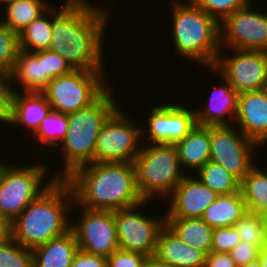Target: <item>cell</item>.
Here are the masks:
<instances>
[{
	"instance_id": "cell-34",
	"label": "cell",
	"mask_w": 267,
	"mask_h": 267,
	"mask_svg": "<svg viewBox=\"0 0 267 267\" xmlns=\"http://www.w3.org/2000/svg\"><path fill=\"white\" fill-rule=\"evenodd\" d=\"M201 10L221 23L228 15L252 4L250 0H192Z\"/></svg>"
},
{
	"instance_id": "cell-32",
	"label": "cell",
	"mask_w": 267,
	"mask_h": 267,
	"mask_svg": "<svg viewBox=\"0 0 267 267\" xmlns=\"http://www.w3.org/2000/svg\"><path fill=\"white\" fill-rule=\"evenodd\" d=\"M19 50L18 34L0 21V73H11Z\"/></svg>"
},
{
	"instance_id": "cell-18",
	"label": "cell",
	"mask_w": 267,
	"mask_h": 267,
	"mask_svg": "<svg viewBox=\"0 0 267 267\" xmlns=\"http://www.w3.org/2000/svg\"><path fill=\"white\" fill-rule=\"evenodd\" d=\"M220 77L224 83H220L221 85L218 86L219 88L217 87L216 90L211 92V97H209L210 99L207 106L194 110L197 125H230L235 121L239 94L232 88L229 82L221 75L219 78Z\"/></svg>"
},
{
	"instance_id": "cell-30",
	"label": "cell",
	"mask_w": 267,
	"mask_h": 267,
	"mask_svg": "<svg viewBox=\"0 0 267 267\" xmlns=\"http://www.w3.org/2000/svg\"><path fill=\"white\" fill-rule=\"evenodd\" d=\"M67 131L68 114L51 110L32 136L35 140H40L42 145L57 149L66 138Z\"/></svg>"
},
{
	"instance_id": "cell-45",
	"label": "cell",
	"mask_w": 267,
	"mask_h": 267,
	"mask_svg": "<svg viewBox=\"0 0 267 267\" xmlns=\"http://www.w3.org/2000/svg\"><path fill=\"white\" fill-rule=\"evenodd\" d=\"M242 267H262L261 263H260V260L257 259L255 261H252L250 263H248L247 265H244Z\"/></svg>"
},
{
	"instance_id": "cell-37",
	"label": "cell",
	"mask_w": 267,
	"mask_h": 267,
	"mask_svg": "<svg viewBox=\"0 0 267 267\" xmlns=\"http://www.w3.org/2000/svg\"><path fill=\"white\" fill-rule=\"evenodd\" d=\"M147 256L118 249L107 257V267H144Z\"/></svg>"
},
{
	"instance_id": "cell-2",
	"label": "cell",
	"mask_w": 267,
	"mask_h": 267,
	"mask_svg": "<svg viewBox=\"0 0 267 267\" xmlns=\"http://www.w3.org/2000/svg\"><path fill=\"white\" fill-rule=\"evenodd\" d=\"M74 204L92 210L116 211L144 202L136 185L132 162L90 163L65 178Z\"/></svg>"
},
{
	"instance_id": "cell-1",
	"label": "cell",
	"mask_w": 267,
	"mask_h": 267,
	"mask_svg": "<svg viewBox=\"0 0 267 267\" xmlns=\"http://www.w3.org/2000/svg\"><path fill=\"white\" fill-rule=\"evenodd\" d=\"M87 0H65L52 7L49 49L62 56L73 70L105 71L103 40L109 14Z\"/></svg>"
},
{
	"instance_id": "cell-4",
	"label": "cell",
	"mask_w": 267,
	"mask_h": 267,
	"mask_svg": "<svg viewBox=\"0 0 267 267\" xmlns=\"http://www.w3.org/2000/svg\"><path fill=\"white\" fill-rule=\"evenodd\" d=\"M172 2L171 37L176 54L203 67H213L220 52V23L192 0Z\"/></svg>"
},
{
	"instance_id": "cell-21",
	"label": "cell",
	"mask_w": 267,
	"mask_h": 267,
	"mask_svg": "<svg viewBox=\"0 0 267 267\" xmlns=\"http://www.w3.org/2000/svg\"><path fill=\"white\" fill-rule=\"evenodd\" d=\"M51 110L52 108L43 93H19V90H16L10 124L26 128L25 131L32 136Z\"/></svg>"
},
{
	"instance_id": "cell-33",
	"label": "cell",
	"mask_w": 267,
	"mask_h": 267,
	"mask_svg": "<svg viewBox=\"0 0 267 267\" xmlns=\"http://www.w3.org/2000/svg\"><path fill=\"white\" fill-rule=\"evenodd\" d=\"M0 267H33L32 250L13 238L0 243Z\"/></svg>"
},
{
	"instance_id": "cell-47",
	"label": "cell",
	"mask_w": 267,
	"mask_h": 267,
	"mask_svg": "<svg viewBox=\"0 0 267 267\" xmlns=\"http://www.w3.org/2000/svg\"><path fill=\"white\" fill-rule=\"evenodd\" d=\"M265 92H266V94H267V82L265 83V86H264V89H263Z\"/></svg>"
},
{
	"instance_id": "cell-19",
	"label": "cell",
	"mask_w": 267,
	"mask_h": 267,
	"mask_svg": "<svg viewBox=\"0 0 267 267\" xmlns=\"http://www.w3.org/2000/svg\"><path fill=\"white\" fill-rule=\"evenodd\" d=\"M11 82L23 92H39L42 93L52 78L45 73L44 67V50L37 52H28L19 50L15 65L9 74Z\"/></svg>"
},
{
	"instance_id": "cell-46",
	"label": "cell",
	"mask_w": 267,
	"mask_h": 267,
	"mask_svg": "<svg viewBox=\"0 0 267 267\" xmlns=\"http://www.w3.org/2000/svg\"><path fill=\"white\" fill-rule=\"evenodd\" d=\"M12 1V0H0V5H4L5 3Z\"/></svg>"
},
{
	"instance_id": "cell-5",
	"label": "cell",
	"mask_w": 267,
	"mask_h": 267,
	"mask_svg": "<svg viewBox=\"0 0 267 267\" xmlns=\"http://www.w3.org/2000/svg\"><path fill=\"white\" fill-rule=\"evenodd\" d=\"M111 89L114 88L109 87L90 106L68 114L67 135L60 144L64 169L56 171V179H65L75 169L94 162V149L101 127L119 107Z\"/></svg>"
},
{
	"instance_id": "cell-35",
	"label": "cell",
	"mask_w": 267,
	"mask_h": 267,
	"mask_svg": "<svg viewBox=\"0 0 267 267\" xmlns=\"http://www.w3.org/2000/svg\"><path fill=\"white\" fill-rule=\"evenodd\" d=\"M10 76L0 73V123L10 124L13 115V101L16 88Z\"/></svg>"
},
{
	"instance_id": "cell-12",
	"label": "cell",
	"mask_w": 267,
	"mask_h": 267,
	"mask_svg": "<svg viewBox=\"0 0 267 267\" xmlns=\"http://www.w3.org/2000/svg\"><path fill=\"white\" fill-rule=\"evenodd\" d=\"M232 55L219 52L211 71L220 74L238 93L263 90L267 82V52L229 49Z\"/></svg>"
},
{
	"instance_id": "cell-10",
	"label": "cell",
	"mask_w": 267,
	"mask_h": 267,
	"mask_svg": "<svg viewBox=\"0 0 267 267\" xmlns=\"http://www.w3.org/2000/svg\"><path fill=\"white\" fill-rule=\"evenodd\" d=\"M148 202L114 211L119 249L146 256L155 254L159 233L166 225V212L162 218L145 215L140 210Z\"/></svg>"
},
{
	"instance_id": "cell-3",
	"label": "cell",
	"mask_w": 267,
	"mask_h": 267,
	"mask_svg": "<svg viewBox=\"0 0 267 267\" xmlns=\"http://www.w3.org/2000/svg\"><path fill=\"white\" fill-rule=\"evenodd\" d=\"M73 205L74 196L68 182L55 179L12 221V238L32 250L64 235L71 230L73 215L68 214Z\"/></svg>"
},
{
	"instance_id": "cell-13",
	"label": "cell",
	"mask_w": 267,
	"mask_h": 267,
	"mask_svg": "<svg viewBox=\"0 0 267 267\" xmlns=\"http://www.w3.org/2000/svg\"><path fill=\"white\" fill-rule=\"evenodd\" d=\"M223 48L267 52V13L255 11L250 4L228 15L220 23Z\"/></svg>"
},
{
	"instance_id": "cell-17",
	"label": "cell",
	"mask_w": 267,
	"mask_h": 267,
	"mask_svg": "<svg viewBox=\"0 0 267 267\" xmlns=\"http://www.w3.org/2000/svg\"><path fill=\"white\" fill-rule=\"evenodd\" d=\"M233 125L259 146L267 142V94L264 90L243 92Z\"/></svg>"
},
{
	"instance_id": "cell-20",
	"label": "cell",
	"mask_w": 267,
	"mask_h": 267,
	"mask_svg": "<svg viewBox=\"0 0 267 267\" xmlns=\"http://www.w3.org/2000/svg\"><path fill=\"white\" fill-rule=\"evenodd\" d=\"M155 255L174 267H204L206 254L183 242L166 225L161 229Z\"/></svg>"
},
{
	"instance_id": "cell-38",
	"label": "cell",
	"mask_w": 267,
	"mask_h": 267,
	"mask_svg": "<svg viewBox=\"0 0 267 267\" xmlns=\"http://www.w3.org/2000/svg\"><path fill=\"white\" fill-rule=\"evenodd\" d=\"M44 67L45 73H48L52 79L73 70L62 56L50 49L44 50Z\"/></svg>"
},
{
	"instance_id": "cell-14",
	"label": "cell",
	"mask_w": 267,
	"mask_h": 267,
	"mask_svg": "<svg viewBox=\"0 0 267 267\" xmlns=\"http://www.w3.org/2000/svg\"><path fill=\"white\" fill-rule=\"evenodd\" d=\"M81 216L71 220L80 250L109 257L119 249L114 211L81 208Z\"/></svg>"
},
{
	"instance_id": "cell-23",
	"label": "cell",
	"mask_w": 267,
	"mask_h": 267,
	"mask_svg": "<svg viewBox=\"0 0 267 267\" xmlns=\"http://www.w3.org/2000/svg\"><path fill=\"white\" fill-rule=\"evenodd\" d=\"M78 250L75 234L69 230L64 235L32 249L33 267H71Z\"/></svg>"
},
{
	"instance_id": "cell-11",
	"label": "cell",
	"mask_w": 267,
	"mask_h": 267,
	"mask_svg": "<svg viewBox=\"0 0 267 267\" xmlns=\"http://www.w3.org/2000/svg\"><path fill=\"white\" fill-rule=\"evenodd\" d=\"M234 127L210 126V161L221 165L241 182L255 166L252 158L255 157L254 154L257 155L254 150L258 148V144Z\"/></svg>"
},
{
	"instance_id": "cell-22",
	"label": "cell",
	"mask_w": 267,
	"mask_h": 267,
	"mask_svg": "<svg viewBox=\"0 0 267 267\" xmlns=\"http://www.w3.org/2000/svg\"><path fill=\"white\" fill-rule=\"evenodd\" d=\"M181 168L195 173L210 161V126L197 125L176 144Z\"/></svg>"
},
{
	"instance_id": "cell-44",
	"label": "cell",
	"mask_w": 267,
	"mask_h": 267,
	"mask_svg": "<svg viewBox=\"0 0 267 267\" xmlns=\"http://www.w3.org/2000/svg\"><path fill=\"white\" fill-rule=\"evenodd\" d=\"M258 259L260 260L262 267H267V247L261 250Z\"/></svg>"
},
{
	"instance_id": "cell-16",
	"label": "cell",
	"mask_w": 267,
	"mask_h": 267,
	"mask_svg": "<svg viewBox=\"0 0 267 267\" xmlns=\"http://www.w3.org/2000/svg\"><path fill=\"white\" fill-rule=\"evenodd\" d=\"M213 192L196 176L186 175L173 190L165 217L201 218L205 209L216 200ZM171 200V202H170Z\"/></svg>"
},
{
	"instance_id": "cell-25",
	"label": "cell",
	"mask_w": 267,
	"mask_h": 267,
	"mask_svg": "<svg viewBox=\"0 0 267 267\" xmlns=\"http://www.w3.org/2000/svg\"><path fill=\"white\" fill-rule=\"evenodd\" d=\"M166 226L186 244L203 251L211 252L213 228L201 218L165 217Z\"/></svg>"
},
{
	"instance_id": "cell-39",
	"label": "cell",
	"mask_w": 267,
	"mask_h": 267,
	"mask_svg": "<svg viewBox=\"0 0 267 267\" xmlns=\"http://www.w3.org/2000/svg\"><path fill=\"white\" fill-rule=\"evenodd\" d=\"M262 248L249 242L241 241L230 252L237 267H242L259 258Z\"/></svg>"
},
{
	"instance_id": "cell-36",
	"label": "cell",
	"mask_w": 267,
	"mask_h": 267,
	"mask_svg": "<svg viewBox=\"0 0 267 267\" xmlns=\"http://www.w3.org/2000/svg\"><path fill=\"white\" fill-rule=\"evenodd\" d=\"M240 242L234 226L213 229L211 252L229 253Z\"/></svg>"
},
{
	"instance_id": "cell-41",
	"label": "cell",
	"mask_w": 267,
	"mask_h": 267,
	"mask_svg": "<svg viewBox=\"0 0 267 267\" xmlns=\"http://www.w3.org/2000/svg\"><path fill=\"white\" fill-rule=\"evenodd\" d=\"M204 267H237L231 255L225 252H210L206 255Z\"/></svg>"
},
{
	"instance_id": "cell-27",
	"label": "cell",
	"mask_w": 267,
	"mask_h": 267,
	"mask_svg": "<svg viewBox=\"0 0 267 267\" xmlns=\"http://www.w3.org/2000/svg\"><path fill=\"white\" fill-rule=\"evenodd\" d=\"M48 3L45 0L9 1L2 6L6 14L0 21L13 32L19 34L50 7V3Z\"/></svg>"
},
{
	"instance_id": "cell-24",
	"label": "cell",
	"mask_w": 267,
	"mask_h": 267,
	"mask_svg": "<svg viewBox=\"0 0 267 267\" xmlns=\"http://www.w3.org/2000/svg\"><path fill=\"white\" fill-rule=\"evenodd\" d=\"M247 208L240 191L218 195L204 211L201 219L213 229L234 226Z\"/></svg>"
},
{
	"instance_id": "cell-8",
	"label": "cell",
	"mask_w": 267,
	"mask_h": 267,
	"mask_svg": "<svg viewBox=\"0 0 267 267\" xmlns=\"http://www.w3.org/2000/svg\"><path fill=\"white\" fill-rule=\"evenodd\" d=\"M104 74L105 71L72 70L53 78L42 93L53 111L71 114L90 106L109 88L103 83Z\"/></svg>"
},
{
	"instance_id": "cell-7",
	"label": "cell",
	"mask_w": 267,
	"mask_h": 267,
	"mask_svg": "<svg viewBox=\"0 0 267 267\" xmlns=\"http://www.w3.org/2000/svg\"><path fill=\"white\" fill-rule=\"evenodd\" d=\"M7 164V165H6ZM27 165V166H26ZM48 166L39 162L18 167L0 163V213L11 222L56 179L47 178Z\"/></svg>"
},
{
	"instance_id": "cell-31",
	"label": "cell",
	"mask_w": 267,
	"mask_h": 267,
	"mask_svg": "<svg viewBox=\"0 0 267 267\" xmlns=\"http://www.w3.org/2000/svg\"><path fill=\"white\" fill-rule=\"evenodd\" d=\"M243 242L267 247V217L256 213L246 212L234 224Z\"/></svg>"
},
{
	"instance_id": "cell-43",
	"label": "cell",
	"mask_w": 267,
	"mask_h": 267,
	"mask_svg": "<svg viewBox=\"0 0 267 267\" xmlns=\"http://www.w3.org/2000/svg\"><path fill=\"white\" fill-rule=\"evenodd\" d=\"M144 267H174L171 264L161 260L155 254L147 256Z\"/></svg>"
},
{
	"instance_id": "cell-42",
	"label": "cell",
	"mask_w": 267,
	"mask_h": 267,
	"mask_svg": "<svg viewBox=\"0 0 267 267\" xmlns=\"http://www.w3.org/2000/svg\"><path fill=\"white\" fill-rule=\"evenodd\" d=\"M12 238V222L0 213V243Z\"/></svg>"
},
{
	"instance_id": "cell-28",
	"label": "cell",
	"mask_w": 267,
	"mask_h": 267,
	"mask_svg": "<svg viewBox=\"0 0 267 267\" xmlns=\"http://www.w3.org/2000/svg\"><path fill=\"white\" fill-rule=\"evenodd\" d=\"M49 15V16H48ZM52 33V6L19 34V48L28 52L49 49Z\"/></svg>"
},
{
	"instance_id": "cell-9",
	"label": "cell",
	"mask_w": 267,
	"mask_h": 267,
	"mask_svg": "<svg viewBox=\"0 0 267 267\" xmlns=\"http://www.w3.org/2000/svg\"><path fill=\"white\" fill-rule=\"evenodd\" d=\"M129 117L120 106L108 117L96 141L94 162H134L143 142L142 128Z\"/></svg>"
},
{
	"instance_id": "cell-6",
	"label": "cell",
	"mask_w": 267,
	"mask_h": 267,
	"mask_svg": "<svg viewBox=\"0 0 267 267\" xmlns=\"http://www.w3.org/2000/svg\"><path fill=\"white\" fill-rule=\"evenodd\" d=\"M141 145L140 152L133 162L140 196L144 201L154 200V197L160 199L161 196L169 198L180 181L190 173L184 172L181 168L176 145L168 143Z\"/></svg>"
},
{
	"instance_id": "cell-29",
	"label": "cell",
	"mask_w": 267,
	"mask_h": 267,
	"mask_svg": "<svg viewBox=\"0 0 267 267\" xmlns=\"http://www.w3.org/2000/svg\"><path fill=\"white\" fill-rule=\"evenodd\" d=\"M195 176L218 195L240 191V182L221 165L212 161L201 167Z\"/></svg>"
},
{
	"instance_id": "cell-15",
	"label": "cell",
	"mask_w": 267,
	"mask_h": 267,
	"mask_svg": "<svg viewBox=\"0 0 267 267\" xmlns=\"http://www.w3.org/2000/svg\"><path fill=\"white\" fill-rule=\"evenodd\" d=\"M150 111L147 126L141 127L143 137L144 132L148 130V138H146L148 143L144 142L145 145L150 142L176 144L183 140L197 124L195 111L180 103L154 104Z\"/></svg>"
},
{
	"instance_id": "cell-26",
	"label": "cell",
	"mask_w": 267,
	"mask_h": 267,
	"mask_svg": "<svg viewBox=\"0 0 267 267\" xmlns=\"http://www.w3.org/2000/svg\"><path fill=\"white\" fill-rule=\"evenodd\" d=\"M247 212L267 217V172L254 166L240 182Z\"/></svg>"
},
{
	"instance_id": "cell-40",
	"label": "cell",
	"mask_w": 267,
	"mask_h": 267,
	"mask_svg": "<svg viewBox=\"0 0 267 267\" xmlns=\"http://www.w3.org/2000/svg\"><path fill=\"white\" fill-rule=\"evenodd\" d=\"M71 267H107V258L79 249L73 258Z\"/></svg>"
}]
</instances>
